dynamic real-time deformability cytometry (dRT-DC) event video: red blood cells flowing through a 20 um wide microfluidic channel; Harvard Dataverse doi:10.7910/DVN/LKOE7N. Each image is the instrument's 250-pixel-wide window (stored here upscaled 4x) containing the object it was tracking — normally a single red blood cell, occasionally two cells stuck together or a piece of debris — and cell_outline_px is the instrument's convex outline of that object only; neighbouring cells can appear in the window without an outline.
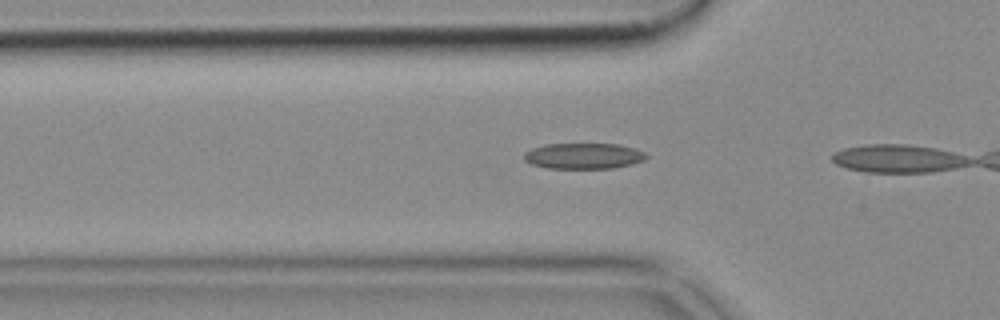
{"species": "common noctule bat (a hibernating species)", "species_latin": "Nyctalus noctula", "temperature_condition": "cold", "stored_images_in_passage": 6, "camera_frame_rate_fps": 3000, "um_per_image_px": 0.085, "animal": {"sex": "female", "body_mass_g": 18.4}, "frame": {"image": 1, "passage_image": 5, "time_ms": 1.333, "image_size_px": [1000, 320], "cell_outline_px": [[648, 156], [644, 160], [632, 164], [612, 168], [548, 168], [532, 164], [524, 160], [524, 152], [532, 148], [548, 144], [620, 144], [636, 148], [644, 152]], "centroid_in_image_um": [49.63, 13.25], "position_along_channel_um": 76.2, "area_um2": 18.38}}